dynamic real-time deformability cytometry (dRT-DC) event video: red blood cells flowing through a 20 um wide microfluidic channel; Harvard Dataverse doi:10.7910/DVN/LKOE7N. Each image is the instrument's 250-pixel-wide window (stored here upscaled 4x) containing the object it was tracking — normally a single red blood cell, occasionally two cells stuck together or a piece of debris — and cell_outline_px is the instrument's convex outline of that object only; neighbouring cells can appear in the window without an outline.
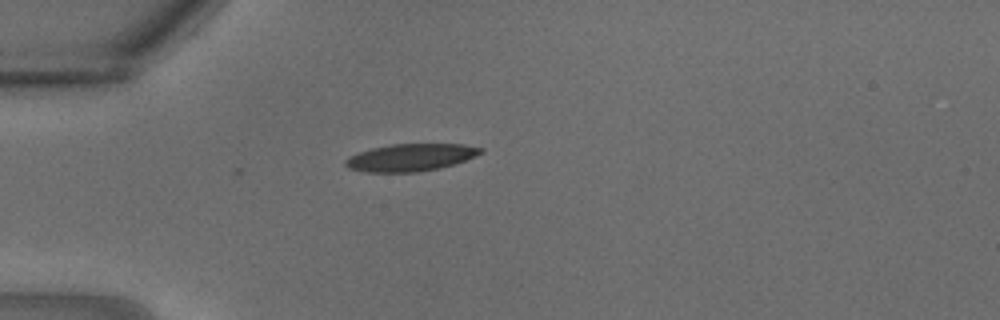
{"species": "common noctule bat (a hibernating species)", "species_latin": "Nyctalus noctula", "temperature_condition": "warm", "stored_images_in_passage": 4, "camera_frame_rate_fps": 3000, "um_per_image_px": 0.085, "animal": {"sex": "male", "body_mass_g": 18.8}, "frame": {"image": 1, "passage_image": 1, "time_ms": 0.0, "image_size_px": [1000, 320], "cell_outline_px": [[484, 152], [476, 156], [440, 168], [416, 172], [368, 172], [348, 168], [344, 164], [344, 160], [348, 156], [372, 148], [392, 144], [464, 144], [484, 148]], "centroid_in_image_um": [34.9, 13.38], "position_along_channel_um": 50.1, "area_um2": 21.5}}
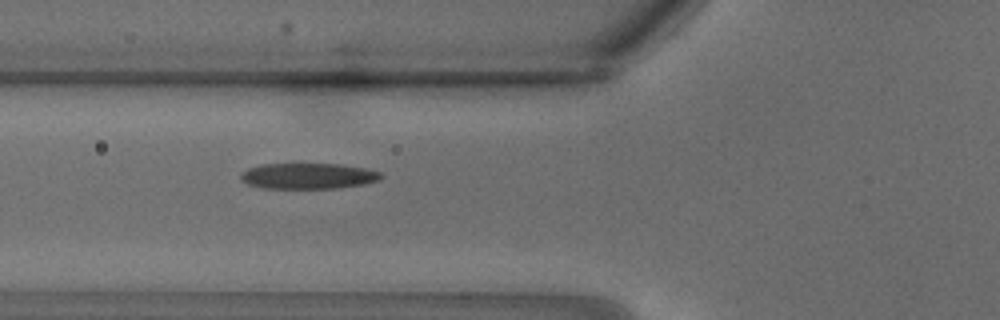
{"frame": {"image": 2, "passage_image": 4, "time_ms": 1.0, "image_size_px": [1000, 320], "cell_outline_px": [[384, 176], [380, 180], [364, 184], [340, 188], [264, 188], [248, 184], [240, 180], [240, 176], [248, 168], [264, 164], [340, 164], [368, 168], [380, 172]], "centroid_in_image_um": [26.25, 14.96], "position_along_channel_um": 99.5, "area_um2": 21.15}}